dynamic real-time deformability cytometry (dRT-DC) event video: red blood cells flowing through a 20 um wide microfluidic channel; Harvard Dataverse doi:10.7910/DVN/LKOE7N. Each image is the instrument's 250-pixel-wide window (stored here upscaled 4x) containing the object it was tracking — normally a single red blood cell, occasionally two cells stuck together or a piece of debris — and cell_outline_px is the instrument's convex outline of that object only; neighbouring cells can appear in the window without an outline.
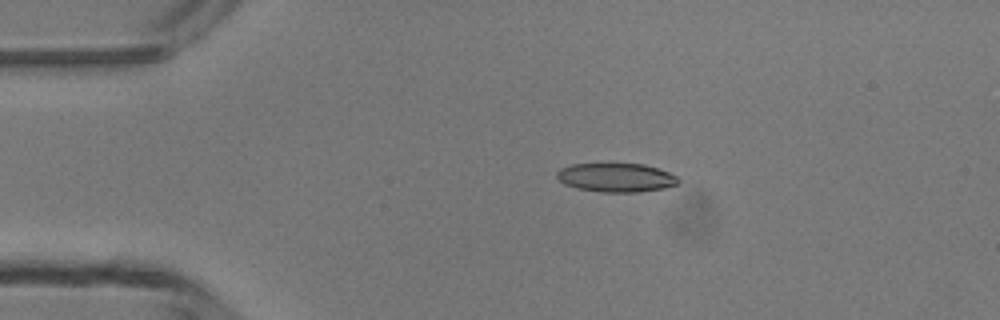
{"species": "common noctule bat (a hibernating species)", "species_latin": "Nyctalus noctula", "temperature_condition": "room temperature", "stored_images_in_passage": 2, "camera_frame_rate_fps": 3000, "um_per_image_px": 0.085, "animal": {"sex": "male", "body_mass_g": 13.3}, "frame": {"image": 1, "passage_image": 1, "time_ms": 0.0, "image_size_px": [1000, 320], "cell_outline_px": [[680, 180], [676, 184], [664, 188], [636, 192], [600, 192], [576, 188], [564, 184], [556, 176], [556, 172], [560, 168], [572, 164], [644, 164], [668, 172], [676, 176]], "centroid_in_image_um": [52.33, 15.09], "position_along_channel_um": 32.7, "area_um2": 20.29}}